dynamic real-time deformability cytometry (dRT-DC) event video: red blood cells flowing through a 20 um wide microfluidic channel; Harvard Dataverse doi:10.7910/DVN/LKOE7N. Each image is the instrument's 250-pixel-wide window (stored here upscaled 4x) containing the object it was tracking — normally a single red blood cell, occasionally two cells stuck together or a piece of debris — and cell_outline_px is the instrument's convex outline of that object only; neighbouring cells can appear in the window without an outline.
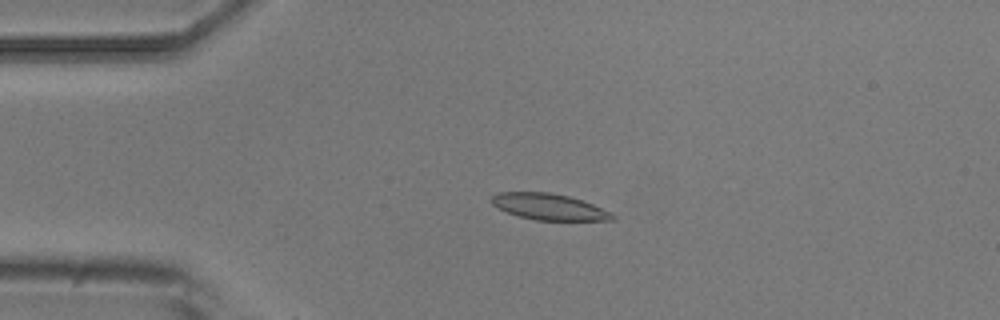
{"species": "common noctule bat (a hibernating species)", "species_latin": "Nyctalus noctula", "temperature_condition": "room temperature", "stored_images_in_passage": 5, "camera_frame_rate_fps": 3000, "um_per_image_px": 0.085, "animal": {"sex": "male", "body_mass_g": 20.5, "forearm_length_mm": 52.5}, "frame": {"image": 1, "passage_image": 3, "time_ms": 3.0, "image_size_px": [1000, 320], "cell_outline_px": [[616, 220], [536, 220], [520, 216], [508, 212], [492, 204], [488, 200], [496, 192], [548, 192], [568, 196], [592, 204], [612, 212], [616, 216]], "centroid_in_image_um": [46.66, 17.57], "position_along_channel_um": 38.3, "area_um2": 18.38}}